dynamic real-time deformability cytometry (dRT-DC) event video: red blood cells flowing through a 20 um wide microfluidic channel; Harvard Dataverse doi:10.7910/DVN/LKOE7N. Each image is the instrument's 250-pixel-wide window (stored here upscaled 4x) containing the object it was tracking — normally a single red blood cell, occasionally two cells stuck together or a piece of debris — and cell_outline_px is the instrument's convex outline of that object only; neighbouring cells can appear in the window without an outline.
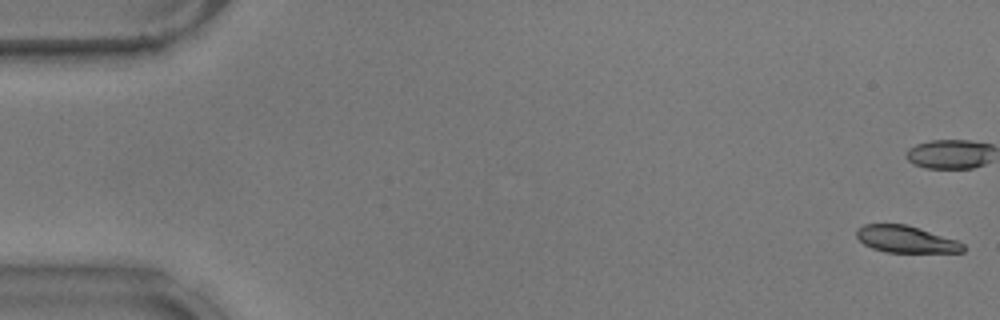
{"species": "common noctule bat (a hibernating species)", "species_latin": "Nyctalus noctula", "temperature_condition": "warm", "stored_images_in_passage": 4, "camera_frame_rate_fps": 3000, "um_per_image_px": 0.085, "animal": {"sex": "male", "body_mass_g": 17.9}, "frame": {"image": 1, "passage_image": 1, "time_ms": 0.0, "image_size_px": [1000, 320], "cell_outline_px": [[964, 252], [884, 252], [872, 248], [864, 244], [856, 236], [856, 228], [864, 224], [904, 224], [920, 228], [956, 240], [964, 244]], "centroid_in_image_um": [76.97, 20.33], "position_along_channel_um": 8.0, "area_um2": 16.65}}